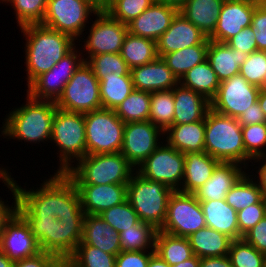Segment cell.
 <instances>
[{
	"instance_id": "cell-31",
	"label": "cell",
	"mask_w": 266,
	"mask_h": 267,
	"mask_svg": "<svg viewBox=\"0 0 266 267\" xmlns=\"http://www.w3.org/2000/svg\"><path fill=\"white\" fill-rule=\"evenodd\" d=\"M164 136L170 146L182 153H194L204 151L205 119L194 123L172 125Z\"/></svg>"
},
{
	"instance_id": "cell-26",
	"label": "cell",
	"mask_w": 266,
	"mask_h": 267,
	"mask_svg": "<svg viewBox=\"0 0 266 267\" xmlns=\"http://www.w3.org/2000/svg\"><path fill=\"white\" fill-rule=\"evenodd\" d=\"M80 243L94 246L105 253L117 256L120 252V235L100 215L85 214Z\"/></svg>"
},
{
	"instance_id": "cell-15",
	"label": "cell",
	"mask_w": 266,
	"mask_h": 267,
	"mask_svg": "<svg viewBox=\"0 0 266 267\" xmlns=\"http://www.w3.org/2000/svg\"><path fill=\"white\" fill-rule=\"evenodd\" d=\"M260 89L248 83L238 73L220 82L215 97L210 101L211 109L219 114L237 118L257 102Z\"/></svg>"
},
{
	"instance_id": "cell-43",
	"label": "cell",
	"mask_w": 266,
	"mask_h": 267,
	"mask_svg": "<svg viewBox=\"0 0 266 267\" xmlns=\"http://www.w3.org/2000/svg\"><path fill=\"white\" fill-rule=\"evenodd\" d=\"M14 9L17 26L41 24L46 13L48 0H2ZM10 3V4H9Z\"/></svg>"
},
{
	"instance_id": "cell-8",
	"label": "cell",
	"mask_w": 266,
	"mask_h": 267,
	"mask_svg": "<svg viewBox=\"0 0 266 267\" xmlns=\"http://www.w3.org/2000/svg\"><path fill=\"white\" fill-rule=\"evenodd\" d=\"M87 155L120 152L125 123L114 110L99 109L84 113Z\"/></svg>"
},
{
	"instance_id": "cell-38",
	"label": "cell",
	"mask_w": 266,
	"mask_h": 267,
	"mask_svg": "<svg viewBox=\"0 0 266 267\" xmlns=\"http://www.w3.org/2000/svg\"><path fill=\"white\" fill-rule=\"evenodd\" d=\"M103 109L115 110L116 107L134 90L131 75H106L99 81Z\"/></svg>"
},
{
	"instance_id": "cell-36",
	"label": "cell",
	"mask_w": 266,
	"mask_h": 267,
	"mask_svg": "<svg viewBox=\"0 0 266 267\" xmlns=\"http://www.w3.org/2000/svg\"><path fill=\"white\" fill-rule=\"evenodd\" d=\"M208 47L209 45H195L164 54L161 58L180 80L187 71L207 60Z\"/></svg>"
},
{
	"instance_id": "cell-18",
	"label": "cell",
	"mask_w": 266,
	"mask_h": 267,
	"mask_svg": "<svg viewBox=\"0 0 266 267\" xmlns=\"http://www.w3.org/2000/svg\"><path fill=\"white\" fill-rule=\"evenodd\" d=\"M0 250L13 262L41 252L29 225L18 213L6 224L1 234Z\"/></svg>"
},
{
	"instance_id": "cell-33",
	"label": "cell",
	"mask_w": 266,
	"mask_h": 267,
	"mask_svg": "<svg viewBox=\"0 0 266 267\" xmlns=\"http://www.w3.org/2000/svg\"><path fill=\"white\" fill-rule=\"evenodd\" d=\"M154 250L170 266L194 256L188 238L175 236L160 230L156 232Z\"/></svg>"
},
{
	"instance_id": "cell-56",
	"label": "cell",
	"mask_w": 266,
	"mask_h": 267,
	"mask_svg": "<svg viewBox=\"0 0 266 267\" xmlns=\"http://www.w3.org/2000/svg\"><path fill=\"white\" fill-rule=\"evenodd\" d=\"M251 27L256 37L257 50L266 51V12L259 6L253 13Z\"/></svg>"
},
{
	"instance_id": "cell-68",
	"label": "cell",
	"mask_w": 266,
	"mask_h": 267,
	"mask_svg": "<svg viewBox=\"0 0 266 267\" xmlns=\"http://www.w3.org/2000/svg\"><path fill=\"white\" fill-rule=\"evenodd\" d=\"M258 6L266 12V0H257Z\"/></svg>"
},
{
	"instance_id": "cell-57",
	"label": "cell",
	"mask_w": 266,
	"mask_h": 267,
	"mask_svg": "<svg viewBox=\"0 0 266 267\" xmlns=\"http://www.w3.org/2000/svg\"><path fill=\"white\" fill-rule=\"evenodd\" d=\"M56 259L55 255L41 251L35 256L15 261L13 267H51Z\"/></svg>"
},
{
	"instance_id": "cell-40",
	"label": "cell",
	"mask_w": 266,
	"mask_h": 267,
	"mask_svg": "<svg viewBox=\"0 0 266 267\" xmlns=\"http://www.w3.org/2000/svg\"><path fill=\"white\" fill-rule=\"evenodd\" d=\"M156 232L152 225L139 220L132 227L119 233L121 251H155Z\"/></svg>"
},
{
	"instance_id": "cell-21",
	"label": "cell",
	"mask_w": 266,
	"mask_h": 267,
	"mask_svg": "<svg viewBox=\"0 0 266 267\" xmlns=\"http://www.w3.org/2000/svg\"><path fill=\"white\" fill-rule=\"evenodd\" d=\"M179 9L173 5L154 2L138 17L127 24L128 32L157 41L170 27Z\"/></svg>"
},
{
	"instance_id": "cell-55",
	"label": "cell",
	"mask_w": 266,
	"mask_h": 267,
	"mask_svg": "<svg viewBox=\"0 0 266 267\" xmlns=\"http://www.w3.org/2000/svg\"><path fill=\"white\" fill-rule=\"evenodd\" d=\"M242 239L259 252L266 254V216L246 232Z\"/></svg>"
},
{
	"instance_id": "cell-16",
	"label": "cell",
	"mask_w": 266,
	"mask_h": 267,
	"mask_svg": "<svg viewBox=\"0 0 266 267\" xmlns=\"http://www.w3.org/2000/svg\"><path fill=\"white\" fill-rule=\"evenodd\" d=\"M164 131L151 121L125 123L121 153L136 169L164 143ZM162 137V139L160 138Z\"/></svg>"
},
{
	"instance_id": "cell-61",
	"label": "cell",
	"mask_w": 266,
	"mask_h": 267,
	"mask_svg": "<svg viewBox=\"0 0 266 267\" xmlns=\"http://www.w3.org/2000/svg\"><path fill=\"white\" fill-rule=\"evenodd\" d=\"M147 267H171V266L154 252L151 255Z\"/></svg>"
},
{
	"instance_id": "cell-69",
	"label": "cell",
	"mask_w": 266,
	"mask_h": 267,
	"mask_svg": "<svg viewBox=\"0 0 266 267\" xmlns=\"http://www.w3.org/2000/svg\"><path fill=\"white\" fill-rule=\"evenodd\" d=\"M263 88L266 89V73L264 74V78H263Z\"/></svg>"
},
{
	"instance_id": "cell-60",
	"label": "cell",
	"mask_w": 266,
	"mask_h": 267,
	"mask_svg": "<svg viewBox=\"0 0 266 267\" xmlns=\"http://www.w3.org/2000/svg\"><path fill=\"white\" fill-rule=\"evenodd\" d=\"M200 267H233L231 261L226 256L200 258Z\"/></svg>"
},
{
	"instance_id": "cell-42",
	"label": "cell",
	"mask_w": 266,
	"mask_h": 267,
	"mask_svg": "<svg viewBox=\"0 0 266 267\" xmlns=\"http://www.w3.org/2000/svg\"><path fill=\"white\" fill-rule=\"evenodd\" d=\"M97 79L100 81L106 75L123 76L131 75L130 68L120 53H104L86 59Z\"/></svg>"
},
{
	"instance_id": "cell-63",
	"label": "cell",
	"mask_w": 266,
	"mask_h": 267,
	"mask_svg": "<svg viewBox=\"0 0 266 267\" xmlns=\"http://www.w3.org/2000/svg\"><path fill=\"white\" fill-rule=\"evenodd\" d=\"M56 263L60 267H81L77 262H75L70 256L69 257H57Z\"/></svg>"
},
{
	"instance_id": "cell-45",
	"label": "cell",
	"mask_w": 266,
	"mask_h": 267,
	"mask_svg": "<svg viewBox=\"0 0 266 267\" xmlns=\"http://www.w3.org/2000/svg\"><path fill=\"white\" fill-rule=\"evenodd\" d=\"M153 3L154 0H109L104 10L113 19L127 25Z\"/></svg>"
},
{
	"instance_id": "cell-67",
	"label": "cell",
	"mask_w": 266,
	"mask_h": 267,
	"mask_svg": "<svg viewBox=\"0 0 266 267\" xmlns=\"http://www.w3.org/2000/svg\"><path fill=\"white\" fill-rule=\"evenodd\" d=\"M95 4L100 10H104L109 2V0H90Z\"/></svg>"
},
{
	"instance_id": "cell-32",
	"label": "cell",
	"mask_w": 266,
	"mask_h": 267,
	"mask_svg": "<svg viewBox=\"0 0 266 267\" xmlns=\"http://www.w3.org/2000/svg\"><path fill=\"white\" fill-rule=\"evenodd\" d=\"M188 240L194 255L199 258L226 256L233 241L207 226L191 234Z\"/></svg>"
},
{
	"instance_id": "cell-66",
	"label": "cell",
	"mask_w": 266,
	"mask_h": 267,
	"mask_svg": "<svg viewBox=\"0 0 266 267\" xmlns=\"http://www.w3.org/2000/svg\"><path fill=\"white\" fill-rule=\"evenodd\" d=\"M185 1L186 0H154V2L173 5L178 9L183 5Z\"/></svg>"
},
{
	"instance_id": "cell-11",
	"label": "cell",
	"mask_w": 266,
	"mask_h": 267,
	"mask_svg": "<svg viewBox=\"0 0 266 267\" xmlns=\"http://www.w3.org/2000/svg\"><path fill=\"white\" fill-rule=\"evenodd\" d=\"M162 144L136 168V172L143 178L161 182L173 191H179L184 177L185 155L166 141Z\"/></svg>"
},
{
	"instance_id": "cell-53",
	"label": "cell",
	"mask_w": 266,
	"mask_h": 267,
	"mask_svg": "<svg viewBox=\"0 0 266 267\" xmlns=\"http://www.w3.org/2000/svg\"><path fill=\"white\" fill-rule=\"evenodd\" d=\"M155 251H121L116 256L115 267H147Z\"/></svg>"
},
{
	"instance_id": "cell-28",
	"label": "cell",
	"mask_w": 266,
	"mask_h": 267,
	"mask_svg": "<svg viewBox=\"0 0 266 267\" xmlns=\"http://www.w3.org/2000/svg\"><path fill=\"white\" fill-rule=\"evenodd\" d=\"M247 57L248 54L235 50L226 43L209 40L207 61L220 82L238 74Z\"/></svg>"
},
{
	"instance_id": "cell-19",
	"label": "cell",
	"mask_w": 266,
	"mask_h": 267,
	"mask_svg": "<svg viewBox=\"0 0 266 267\" xmlns=\"http://www.w3.org/2000/svg\"><path fill=\"white\" fill-rule=\"evenodd\" d=\"M157 53L164 54L179 51L195 45H209V39L179 12L173 18L170 27L156 41Z\"/></svg>"
},
{
	"instance_id": "cell-1",
	"label": "cell",
	"mask_w": 266,
	"mask_h": 267,
	"mask_svg": "<svg viewBox=\"0 0 266 267\" xmlns=\"http://www.w3.org/2000/svg\"><path fill=\"white\" fill-rule=\"evenodd\" d=\"M40 187L26 190L14 180L18 193L17 213L21 217H84L78 190L66 173H56Z\"/></svg>"
},
{
	"instance_id": "cell-41",
	"label": "cell",
	"mask_w": 266,
	"mask_h": 267,
	"mask_svg": "<svg viewBox=\"0 0 266 267\" xmlns=\"http://www.w3.org/2000/svg\"><path fill=\"white\" fill-rule=\"evenodd\" d=\"M173 119V89L151 92L149 121L165 132L170 126H172Z\"/></svg>"
},
{
	"instance_id": "cell-29",
	"label": "cell",
	"mask_w": 266,
	"mask_h": 267,
	"mask_svg": "<svg viewBox=\"0 0 266 267\" xmlns=\"http://www.w3.org/2000/svg\"><path fill=\"white\" fill-rule=\"evenodd\" d=\"M199 202L207 227L221 232L232 240H239L237 211L225 199Z\"/></svg>"
},
{
	"instance_id": "cell-13",
	"label": "cell",
	"mask_w": 266,
	"mask_h": 267,
	"mask_svg": "<svg viewBox=\"0 0 266 267\" xmlns=\"http://www.w3.org/2000/svg\"><path fill=\"white\" fill-rule=\"evenodd\" d=\"M77 48L75 46L51 70L38 76L27 87L26 92L34 99L56 102L62 95L65 85L74 75V72L84 62V58L81 55L82 52Z\"/></svg>"
},
{
	"instance_id": "cell-71",
	"label": "cell",
	"mask_w": 266,
	"mask_h": 267,
	"mask_svg": "<svg viewBox=\"0 0 266 267\" xmlns=\"http://www.w3.org/2000/svg\"><path fill=\"white\" fill-rule=\"evenodd\" d=\"M8 169H6V168H3V166H2V168H0V171H7Z\"/></svg>"
},
{
	"instance_id": "cell-65",
	"label": "cell",
	"mask_w": 266,
	"mask_h": 267,
	"mask_svg": "<svg viewBox=\"0 0 266 267\" xmlns=\"http://www.w3.org/2000/svg\"><path fill=\"white\" fill-rule=\"evenodd\" d=\"M14 262L0 250V267H13Z\"/></svg>"
},
{
	"instance_id": "cell-52",
	"label": "cell",
	"mask_w": 266,
	"mask_h": 267,
	"mask_svg": "<svg viewBox=\"0 0 266 267\" xmlns=\"http://www.w3.org/2000/svg\"><path fill=\"white\" fill-rule=\"evenodd\" d=\"M0 179L3 181L5 186L11 191L13 195L14 202L12 205H8L9 203L2 200L0 197V238L3 233L6 224L13 218V216L17 213V205H18V193L16 187L14 185V178L11 177L8 171H0ZM7 203V204H6Z\"/></svg>"
},
{
	"instance_id": "cell-37",
	"label": "cell",
	"mask_w": 266,
	"mask_h": 267,
	"mask_svg": "<svg viewBox=\"0 0 266 267\" xmlns=\"http://www.w3.org/2000/svg\"><path fill=\"white\" fill-rule=\"evenodd\" d=\"M248 171L250 169L247 170V173L236 182L225 196V201L236 211L259 203L264 198L262 190L255 179H253L254 174L250 175Z\"/></svg>"
},
{
	"instance_id": "cell-2",
	"label": "cell",
	"mask_w": 266,
	"mask_h": 267,
	"mask_svg": "<svg viewBox=\"0 0 266 267\" xmlns=\"http://www.w3.org/2000/svg\"><path fill=\"white\" fill-rule=\"evenodd\" d=\"M25 39V71L27 87L41 74L48 72L78 43L68 34L50 29L42 24L20 27Z\"/></svg>"
},
{
	"instance_id": "cell-39",
	"label": "cell",
	"mask_w": 266,
	"mask_h": 267,
	"mask_svg": "<svg viewBox=\"0 0 266 267\" xmlns=\"http://www.w3.org/2000/svg\"><path fill=\"white\" fill-rule=\"evenodd\" d=\"M150 102L151 92L134 89L114 111L124 123L148 121Z\"/></svg>"
},
{
	"instance_id": "cell-14",
	"label": "cell",
	"mask_w": 266,
	"mask_h": 267,
	"mask_svg": "<svg viewBox=\"0 0 266 267\" xmlns=\"http://www.w3.org/2000/svg\"><path fill=\"white\" fill-rule=\"evenodd\" d=\"M89 34L83 42L81 49L85 50L82 55L84 61L91 56L104 53H120L125 36L128 33L126 24L113 19L105 10H100L95 14V20H91Z\"/></svg>"
},
{
	"instance_id": "cell-6",
	"label": "cell",
	"mask_w": 266,
	"mask_h": 267,
	"mask_svg": "<svg viewBox=\"0 0 266 267\" xmlns=\"http://www.w3.org/2000/svg\"><path fill=\"white\" fill-rule=\"evenodd\" d=\"M50 142L59 149L56 173H66L87 155L84 113L56 108Z\"/></svg>"
},
{
	"instance_id": "cell-59",
	"label": "cell",
	"mask_w": 266,
	"mask_h": 267,
	"mask_svg": "<svg viewBox=\"0 0 266 267\" xmlns=\"http://www.w3.org/2000/svg\"><path fill=\"white\" fill-rule=\"evenodd\" d=\"M252 160L254 161V163L259 162L260 164L262 162L261 165H259L258 167L256 166V169L259 168L258 170H256V173H255L258 175V177L257 175H255L256 178L254 177L253 179H257L256 183L262 190L263 197L266 199V155L255 157Z\"/></svg>"
},
{
	"instance_id": "cell-48",
	"label": "cell",
	"mask_w": 266,
	"mask_h": 267,
	"mask_svg": "<svg viewBox=\"0 0 266 267\" xmlns=\"http://www.w3.org/2000/svg\"><path fill=\"white\" fill-rule=\"evenodd\" d=\"M245 152L254 159L266 155V122L242 126Z\"/></svg>"
},
{
	"instance_id": "cell-34",
	"label": "cell",
	"mask_w": 266,
	"mask_h": 267,
	"mask_svg": "<svg viewBox=\"0 0 266 267\" xmlns=\"http://www.w3.org/2000/svg\"><path fill=\"white\" fill-rule=\"evenodd\" d=\"M120 55L131 69L155 61L159 56L156 41L127 33Z\"/></svg>"
},
{
	"instance_id": "cell-30",
	"label": "cell",
	"mask_w": 266,
	"mask_h": 267,
	"mask_svg": "<svg viewBox=\"0 0 266 267\" xmlns=\"http://www.w3.org/2000/svg\"><path fill=\"white\" fill-rule=\"evenodd\" d=\"M225 0H186L179 13L209 38L217 24L221 7Z\"/></svg>"
},
{
	"instance_id": "cell-58",
	"label": "cell",
	"mask_w": 266,
	"mask_h": 267,
	"mask_svg": "<svg viewBox=\"0 0 266 267\" xmlns=\"http://www.w3.org/2000/svg\"><path fill=\"white\" fill-rule=\"evenodd\" d=\"M237 120L241 126H247L266 122V116L257 101L251 105L247 111L242 112V114L237 117Z\"/></svg>"
},
{
	"instance_id": "cell-10",
	"label": "cell",
	"mask_w": 266,
	"mask_h": 267,
	"mask_svg": "<svg viewBox=\"0 0 266 267\" xmlns=\"http://www.w3.org/2000/svg\"><path fill=\"white\" fill-rule=\"evenodd\" d=\"M55 103L57 108L70 112L86 113L102 108L99 80L86 61L74 72Z\"/></svg>"
},
{
	"instance_id": "cell-24",
	"label": "cell",
	"mask_w": 266,
	"mask_h": 267,
	"mask_svg": "<svg viewBox=\"0 0 266 267\" xmlns=\"http://www.w3.org/2000/svg\"><path fill=\"white\" fill-rule=\"evenodd\" d=\"M173 96L174 119L172 125L203 120L211 109V103L206 97L181 84L173 88Z\"/></svg>"
},
{
	"instance_id": "cell-62",
	"label": "cell",
	"mask_w": 266,
	"mask_h": 267,
	"mask_svg": "<svg viewBox=\"0 0 266 267\" xmlns=\"http://www.w3.org/2000/svg\"><path fill=\"white\" fill-rule=\"evenodd\" d=\"M171 267H200V258L194 255L190 259L182 261Z\"/></svg>"
},
{
	"instance_id": "cell-50",
	"label": "cell",
	"mask_w": 266,
	"mask_h": 267,
	"mask_svg": "<svg viewBox=\"0 0 266 267\" xmlns=\"http://www.w3.org/2000/svg\"><path fill=\"white\" fill-rule=\"evenodd\" d=\"M266 216V199L237 211L239 239Z\"/></svg>"
},
{
	"instance_id": "cell-64",
	"label": "cell",
	"mask_w": 266,
	"mask_h": 267,
	"mask_svg": "<svg viewBox=\"0 0 266 267\" xmlns=\"http://www.w3.org/2000/svg\"><path fill=\"white\" fill-rule=\"evenodd\" d=\"M257 101L266 116V89L265 88L260 89Z\"/></svg>"
},
{
	"instance_id": "cell-22",
	"label": "cell",
	"mask_w": 266,
	"mask_h": 267,
	"mask_svg": "<svg viewBox=\"0 0 266 267\" xmlns=\"http://www.w3.org/2000/svg\"><path fill=\"white\" fill-rule=\"evenodd\" d=\"M133 87L136 90L155 92L171 90L179 80L162 58L130 69Z\"/></svg>"
},
{
	"instance_id": "cell-49",
	"label": "cell",
	"mask_w": 266,
	"mask_h": 267,
	"mask_svg": "<svg viewBox=\"0 0 266 267\" xmlns=\"http://www.w3.org/2000/svg\"><path fill=\"white\" fill-rule=\"evenodd\" d=\"M239 73L248 83L263 88V78L266 73V51L257 50L248 54L240 66Z\"/></svg>"
},
{
	"instance_id": "cell-3",
	"label": "cell",
	"mask_w": 266,
	"mask_h": 267,
	"mask_svg": "<svg viewBox=\"0 0 266 267\" xmlns=\"http://www.w3.org/2000/svg\"><path fill=\"white\" fill-rule=\"evenodd\" d=\"M26 104L12 108L2 122L0 136L7 139L24 140L28 143H48L51 139L52 123L56 112V103L49 100H37L26 94ZM45 140V141H44Z\"/></svg>"
},
{
	"instance_id": "cell-27",
	"label": "cell",
	"mask_w": 266,
	"mask_h": 267,
	"mask_svg": "<svg viewBox=\"0 0 266 267\" xmlns=\"http://www.w3.org/2000/svg\"><path fill=\"white\" fill-rule=\"evenodd\" d=\"M184 177L180 192L193 194L212 176L220 163L205 151L185 153Z\"/></svg>"
},
{
	"instance_id": "cell-17",
	"label": "cell",
	"mask_w": 266,
	"mask_h": 267,
	"mask_svg": "<svg viewBox=\"0 0 266 267\" xmlns=\"http://www.w3.org/2000/svg\"><path fill=\"white\" fill-rule=\"evenodd\" d=\"M257 0H225L218 16L216 28L208 38L226 43L244 28L250 27Z\"/></svg>"
},
{
	"instance_id": "cell-51",
	"label": "cell",
	"mask_w": 266,
	"mask_h": 267,
	"mask_svg": "<svg viewBox=\"0 0 266 267\" xmlns=\"http://www.w3.org/2000/svg\"><path fill=\"white\" fill-rule=\"evenodd\" d=\"M29 225L41 251L49 253V236H52L55 217H22Z\"/></svg>"
},
{
	"instance_id": "cell-4",
	"label": "cell",
	"mask_w": 266,
	"mask_h": 267,
	"mask_svg": "<svg viewBox=\"0 0 266 267\" xmlns=\"http://www.w3.org/2000/svg\"><path fill=\"white\" fill-rule=\"evenodd\" d=\"M204 151L220 162H234L244 167L252 162V158L245 152L242 126L237 118L219 114L212 109L205 117Z\"/></svg>"
},
{
	"instance_id": "cell-35",
	"label": "cell",
	"mask_w": 266,
	"mask_h": 267,
	"mask_svg": "<svg viewBox=\"0 0 266 267\" xmlns=\"http://www.w3.org/2000/svg\"><path fill=\"white\" fill-rule=\"evenodd\" d=\"M179 84L203 95L211 101L218 91L220 81L209 62L205 60L187 71L179 80Z\"/></svg>"
},
{
	"instance_id": "cell-9",
	"label": "cell",
	"mask_w": 266,
	"mask_h": 267,
	"mask_svg": "<svg viewBox=\"0 0 266 267\" xmlns=\"http://www.w3.org/2000/svg\"><path fill=\"white\" fill-rule=\"evenodd\" d=\"M99 11L100 9L90 0H48L41 24L68 34L80 43L81 35H85L83 32L87 30L90 16Z\"/></svg>"
},
{
	"instance_id": "cell-25",
	"label": "cell",
	"mask_w": 266,
	"mask_h": 267,
	"mask_svg": "<svg viewBox=\"0 0 266 267\" xmlns=\"http://www.w3.org/2000/svg\"><path fill=\"white\" fill-rule=\"evenodd\" d=\"M84 217L56 218L52 236H49V253L56 257L71 256L82 239Z\"/></svg>"
},
{
	"instance_id": "cell-70",
	"label": "cell",
	"mask_w": 266,
	"mask_h": 267,
	"mask_svg": "<svg viewBox=\"0 0 266 267\" xmlns=\"http://www.w3.org/2000/svg\"><path fill=\"white\" fill-rule=\"evenodd\" d=\"M51 267H60L56 262Z\"/></svg>"
},
{
	"instance_id": "cell-44",
	"label": "cell",
	"mask_w": 266,
	"mask_h": 267,
	"mask_svg": "<svg viewBox=\"0 0 266 267\" xmlns=\"http://www.w3.org/2000/svg\"><path fill=\"white\" fill-rule=\"evenodd\" d=\"M233 267H265L266 254L243 239L233 240L228 252Z\"/></svg>"
},
{
	"instance_id": "cell-23",
	"label": "cell",
	"mask_w": 266,
	"mask_h": 267,
	"mask_svg": "<svg viewBox=\"0 0 266 267\" xmlns=\"http://www.w3.org/2000/svg\"><path fill=\"white\" fill-rule=\"evenodd\" d=\"M244 169V170H243ZM248 167L234 162H220L206 183L193 194L199 201L225 199L228 191L246 173Z\"/></svg>"
},
{
	"instance_id": "cell-46",
	"label": "cell",
	"mask_w": 266,
	"mask_h": 267,
	"mask_svg": "<svg viewBox=\"0 0 266 267\" xmlns=\"http://www.w3.org/2000/svg\"><path fill=\"white\" fill-rule=\"evenodd\" d=\"M70 257L81 267H115L116 264L115 255L85 243H79Z\"/></svg>"
},
{
	"instance_id": "cell-7",
	"label": "cell",
	"mask_w": 266,
	"mask_h": 267,
	"mask_svg": "<svg viewBox=\"0 0 266 267\" xmlns=\"http://www.w3.org/2000/svg\"><path fill=\"white\" fill-rule=\"evenodd\" d=\"M174 191L161 182L143 178L135 172L127 184V200L139 220L160 230L166 220L168 201Z\"/></svg>"
},
{
	"instance_id": "cell-47",
	"label": "cell",
	"mask_w": 266,
	"mask_h": 267,
	"mask_svg": "<svg viewBox=\"0 0 266 267\" xmlns=\"http://www.w3.org/2000/svg\"><path fill=\"white\" fill-rule=\"evenodd\" d=\"M99 215L119 233L127 230L139 221L138 214L128 200L104 210Z\"/></svg>"
},
{
	"instance_id": "cell-5",
	"label": "cell",
	"mask_w": 266,
	"mask_h": 267,
	"mask_svg": "<svg viewBox=\"0 0 266 267\" xmlns=\"http://www.w3.org/2000/svg\"><path fill=\"white\" fill-rule=\"evenodd\" d=\"M136 172L121 152L86 155L66 174L74 184H128Z\"/></svg>"
},
{
	"instance_id": "cell-54",
	"label": "cell",
	"mask_w": 266,
	"mask_h": 267,
	"mask_svg": "<svg viewBox=\"0 0 266 267\" xmlns=\"http://www.w3.org/2000/svg\"><path fill=\"white\" fill-rule=\"evenodd\" d=\"M256 37L253 33V28H244L237 35L229 39L226 44L235 50L245 52L246 54H251L257 51Z\"/></svg>"
},
{
	"instance_id": "cell-12",
	"label": "cell",
	"mask_w": 266,
	"mask_h": 267,
	"mask_svg": "<svg viewBox=\"0 0 266 267\" xmlns=\"http://www.w3.org/2000/svg\"><path fill=\"white\" fill-rule=\"evenodd\" d=\"M204 227L205 217L195 195L174 191L169 198L166 220L160 231L188 238Z\"/></svg>"
},
{
	"instance_id": "cell-20",
	"label": "cell",
	"mask_w": 266,
	"mask_h": 267,
	"mask_svg": "<svg viewBox=\"0 0 266 267\" xmlns=\"http://www.w3.org/2000/svg\"><path fill=\"white\" fill-rule=\"evenodd\" d=\"M85 214L99 215L127 200V184H75Z\"/></svg>"
}]
</instances>
